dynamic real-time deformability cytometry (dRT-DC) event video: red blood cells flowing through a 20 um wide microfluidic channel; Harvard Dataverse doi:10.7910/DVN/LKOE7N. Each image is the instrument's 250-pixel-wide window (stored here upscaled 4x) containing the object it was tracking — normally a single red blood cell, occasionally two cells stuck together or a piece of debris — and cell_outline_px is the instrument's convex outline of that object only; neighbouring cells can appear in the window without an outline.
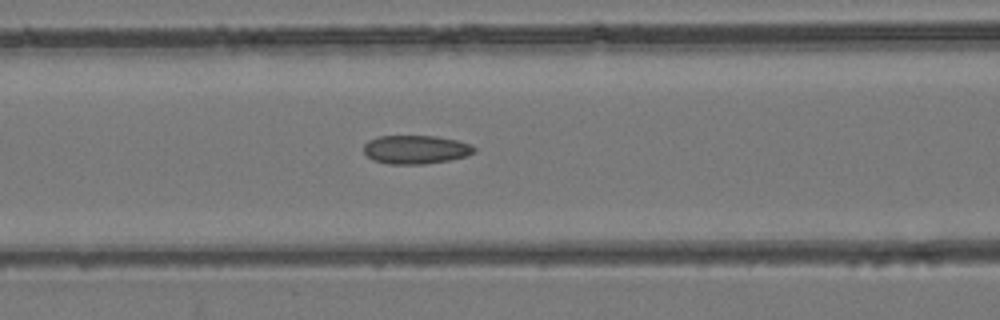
{"species": "common noctule bat (a hibernating species)", "species_latin": "Nyctalus noctula", "temperature_condition": "room temperature", "stored_images_in_passage": 46, "camera_frame_rate_fps": 3000, "um_per_image_px": 0.085, "animal": {"sex": "female", "body_mass_g": 24.6, "forearm_length_mm": 56.2}, "frame": {"image": 1, "passage_image": 20, "time_ms": 6.333, "image_size_px": [1000, 320], "cell_outline_px": [[476, 152], [468, 156], [448, 160], [424, 164], [388, 164], [372, 160], [364, 152], [364, 144], [368, 140], [380, 136], [436, 136], [456, 140], [472, 144], [476, 148]], "centroid_in_image_um": [35.36, 12.71], "position_along_channel_um": 131.2, "area_um2": 18.55}}
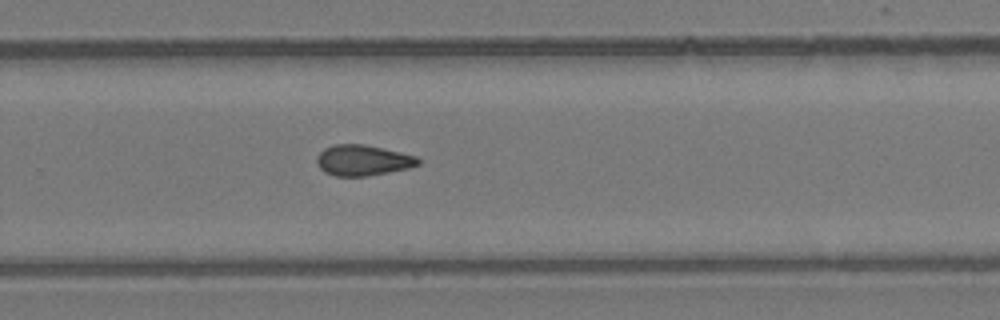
{"frame": {"image": 2, "passage_image": 31, "time_ms": 10.0, "image_size_px": [1000, 320], "cell_outline_px": [[420, 164], [408, 168], [388, 172], [364, 176], [336, 176], [324, 172], [316, 164], [316, 156], [324, 148], [336, 144], [364, 144], [400, 152], [416, 156], [420, 160]], "centroid_in_image_um": [30.81, 13.62], "position_along_channel_um": 299.0, "area_um2": 18.09}}
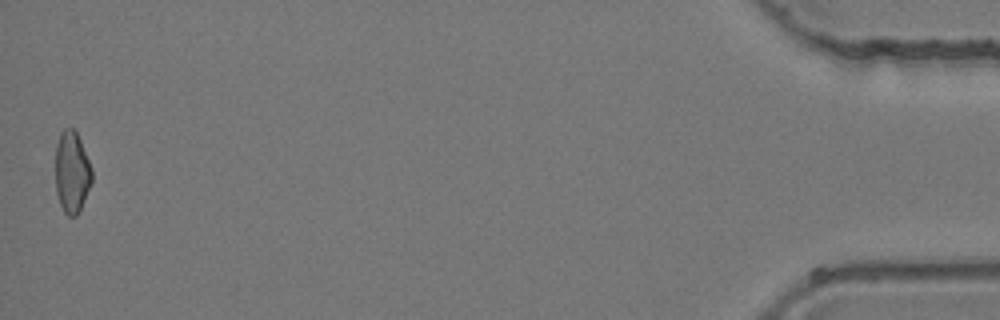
{"frame": {"image": 3, "passage_image": 46, "time_ms": 15.0, "image_size_px": [1000, 320], "cell_outline_px": [[92, 180], [80, 208], [76, 216], [68, 216], [64, 212], [60, 204], [56, 192], [56, 144], [60, 132], [64, 128], [72, 128], [76, 132], [80, 140], [92, 168]], "centroid_in_image_um": [6.1, 14.61], "position_along_channel_um": 429.1, "area_um2": 17.17}}